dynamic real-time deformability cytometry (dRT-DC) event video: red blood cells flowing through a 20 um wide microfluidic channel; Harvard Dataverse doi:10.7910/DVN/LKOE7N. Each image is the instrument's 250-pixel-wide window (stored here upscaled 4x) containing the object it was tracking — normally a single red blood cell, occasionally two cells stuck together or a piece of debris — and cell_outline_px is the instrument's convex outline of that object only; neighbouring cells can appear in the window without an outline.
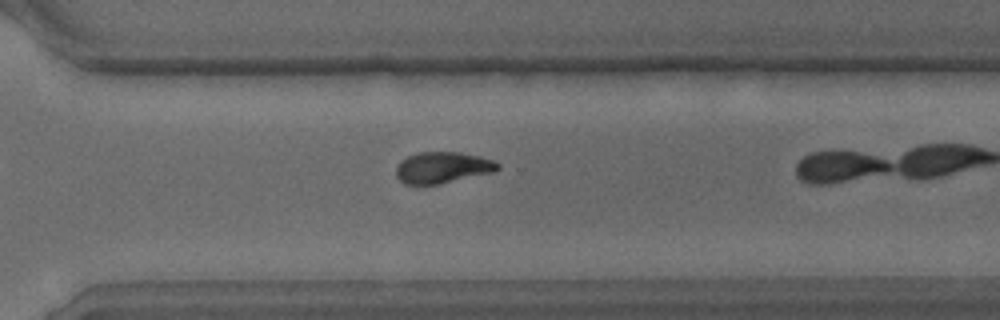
{"species": "common noctule bat (a hibernating species)", "species_latin": "Nyctalus noctula", "temperature_condition": "warm", "stored_images_in_passage": 28, "camera_frame_rate_fps": 3000, "um_per_image_px": 0.085, "animal": {"sex": "male", "body_mass_g": 15.6}, "frame": {"image": 1, "passage_image": 24, "time_ms": 7.667, "image_size_px": [1000, 320], "cell_outline_px": [[500, 168], [492, 172], [440, 184], [404, 184], [396, 176], [396, 168], [400, 160], [416, 152], [460, 152], [480, 156], [492, 160], [500, 164]], "centroid_in_image_um": [37.59, 14.23], "position_along_channel_um": 333.0, "area_um2": 18.55}}